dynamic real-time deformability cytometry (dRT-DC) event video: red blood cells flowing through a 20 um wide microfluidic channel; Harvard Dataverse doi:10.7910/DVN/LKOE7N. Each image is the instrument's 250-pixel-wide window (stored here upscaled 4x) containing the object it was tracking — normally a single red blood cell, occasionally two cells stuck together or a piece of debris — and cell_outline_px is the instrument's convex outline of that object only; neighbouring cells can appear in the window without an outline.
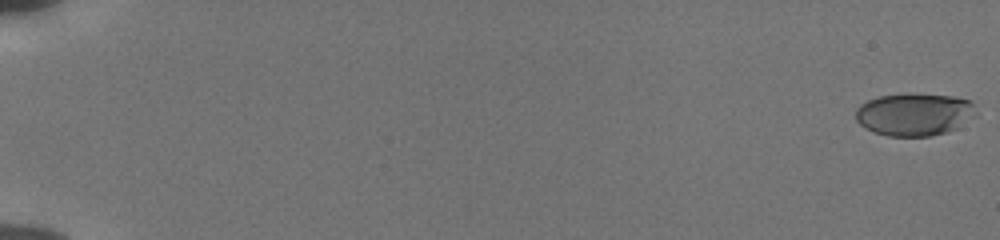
{"species": "human", "species_latin": "Homo sapiens", "temperature_condition": "cold", "stored_images_in_passage": 56, "camera_frame_rate_fps": 3000, "um_per_image_px": 0.085, "donor": {"sex": "male"}, "frame": {"image": 1, "passage_image": 1, "time_ms": 0.0, "image_size_px": [1000, 240], "cell_outline_px": [[976, 116], [956, 128], [948, 132], [932, 136], [888, 136], [872, 132], [860, 124], [856, 120], [856, 108], [860, 104], [868, 100], [880, 96], [952, 96], [972, 100], [976, 112]], "centroid_in_image_um": [77.73, 9.76], "position_along_channel_um": 7.3, "area_um2": 29.36}}
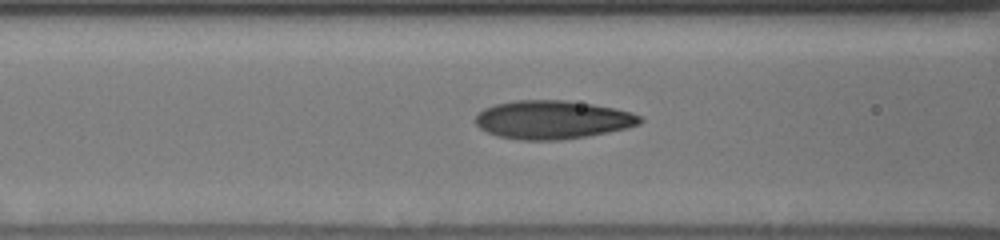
{"frame": {"image": 2, "passage_image": 26, "time_ms": 8.333, "image_size_px": [1000, 240], "cell_outline_px": [[644, 120], [640, 124], [628, 128], [608, 132], [560, 140], [520, 140], [500, 136], [488, 132], [480, 128], [476, 124], [476, 116], [484, 108], [496, 104], [516, 100], [564, 100], [592, 104], [616, 108], [632, 112], [640, 116]], "centroid_in_image_um": [47.0, 10.17], "position_along_channel_um": 119.6, "area_um2": 36.76}}
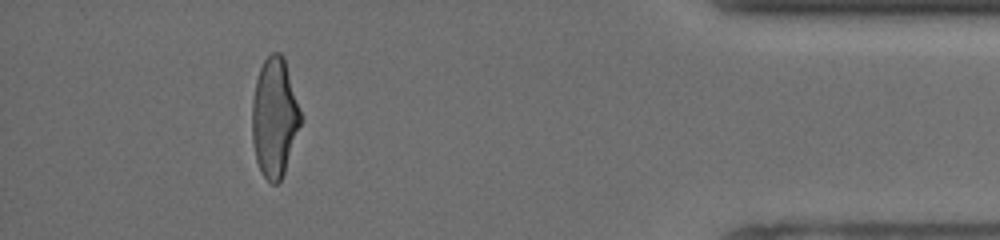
{"frame": {"image": 3, "passage_image": 52, "time_ms": 17.0, "image_size_px": [1000, 240], "cell_outline_px": [[304, 120], [284, 172], [280, 180], [276, 184], [272, 184], [260, 172], [256, 160], [252, 140], [252, 100], [256, 80], [260, 68], [264, 60], [272, 52], [280, 52], [284, 56]], "centroid_in_image_um": [23.35, 9.98], "position_along_channel_um": 411.8, "area_um2": 34.22}, "authors_computed_cell_mechanics": {"area_um2": 34.3043, "velocity_mm_per_s": 3.8583, "shape_relaxation_time_tau1_ms": 3.4371, "shape_relaxation_time_tau2_ms": 0.9455, "deformation_change_tau1": 0.1581, "deformation_change_tau2": 0.0696}}